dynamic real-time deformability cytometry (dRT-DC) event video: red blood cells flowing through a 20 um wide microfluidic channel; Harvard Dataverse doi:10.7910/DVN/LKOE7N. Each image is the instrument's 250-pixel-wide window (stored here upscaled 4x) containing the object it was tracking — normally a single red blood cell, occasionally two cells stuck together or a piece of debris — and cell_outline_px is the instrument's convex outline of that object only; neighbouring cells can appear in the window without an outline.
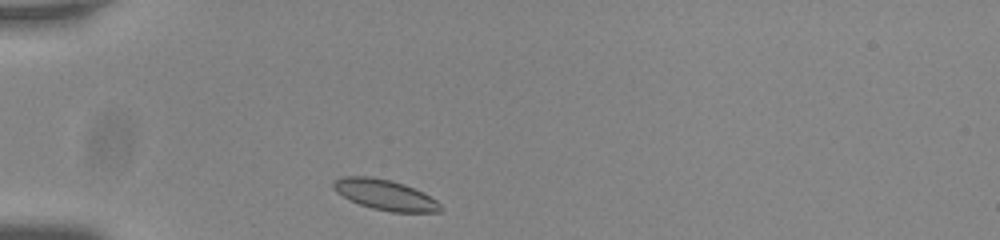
{"species": "common noctule bat (a hibernating species)", "species_latin": "Nyctalus noctula", "temperature_condition": "room temperature", "stored_images_in_passage": 32, "camera_frame_rate_fps": 3000, "um_per_image_px": 0.085, "animal": {"sex": "male", "body_mass_g": 20.0, "forearm_length_mm": 53.3}, "frame": {"image": 1, "passage_image": 1, "time_ms": 0.0, "image_size_px": [1000, 240], "cell_outline_px": [[444, 208], [440, 212], [392, 212], [372, 208], [360, 204], [336, 192], [332, 188], [332, 180], [340, 176], [372, 176], [404, 184], [424, 192], [436, 200]], "centroid_in_image_um": [32.73, 16.55], "position_along_channel_um": 52.3, "area_um2": 19.07}}
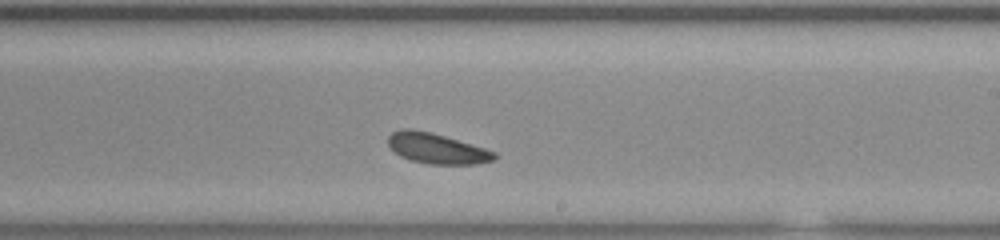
{"frame": {"image": 2, "passage_image": 19, "time_ms": 6.0, "image_size_px": [1000, 240], "cell_outline_px": [[496, 160], [476, 164], [428, 164], [408, 160], [400, 156], [388, 144], [388, 136], [392, 132], [400, 128], [408, 128], [432, 132], [484, 148], [496, 152]], "centroid_in_image_um": [37.11, 12.62], "position_along_channel_um": 251.9, "area_um2": 18.9}}
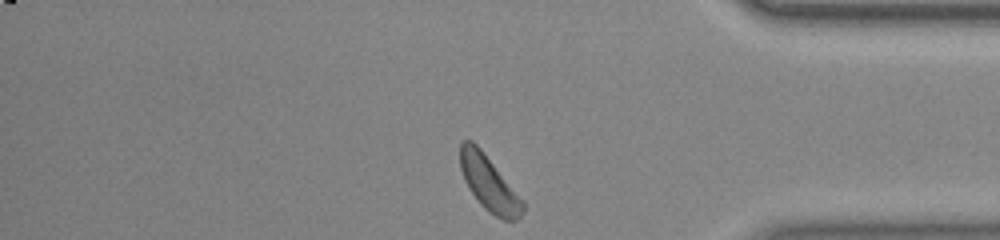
{"frame": {"image": 3, "passage_image": 32, "time_ms": 10.333, "image_size_px": [1000, 240], "cell_outline_px": [[524, 212], [516, 220], [504, 220], [488, 212], [480, 204], [468, 188], [464, 180], [460, 168], [460, 140], [472, 140], [480, 148], [524, 200]], "centroid_in_image_um": [41.56, 15.59], "position_along_channel_um": 393.6, "area_um2": 20.11}, "authors_computed_cell_mechanics": {"area_um2": 18.9873, "velocity_mm_per_s": 3.6659, "shape_relaxation_time_tau1_ms": 2.5908, "shape_relaxation_time_tau2_ms": 5.0088, "deformation_change_tau1": 0.0524, "deformation_change_tau2": 0.0931}}